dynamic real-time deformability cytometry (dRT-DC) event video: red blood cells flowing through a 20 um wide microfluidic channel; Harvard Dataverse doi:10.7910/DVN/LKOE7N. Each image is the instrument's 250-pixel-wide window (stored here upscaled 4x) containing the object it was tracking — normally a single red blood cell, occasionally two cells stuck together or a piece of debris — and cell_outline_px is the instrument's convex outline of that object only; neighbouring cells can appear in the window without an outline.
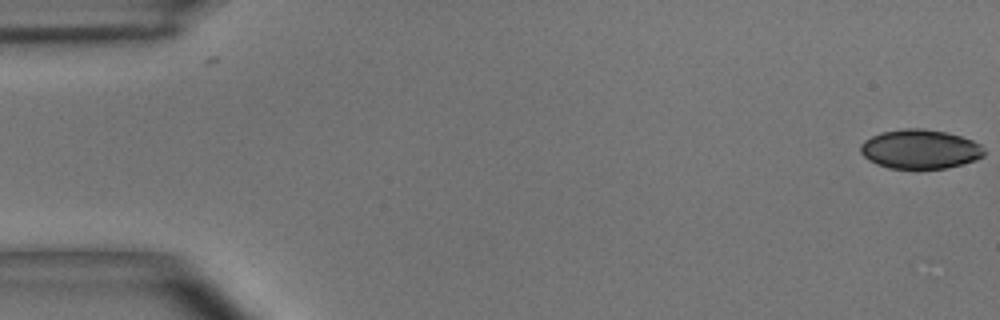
{"species": "common noctule bat (a hibernating species)", "species_latin": "Nyctalus noctula", "temperature_condition": "room temperature", "stored_images_in_passage": 55, "camera_frame_rate_fps": 3000, "um_per_image_px": 0.085, "animal": {"sex": "male", "body_mass_g": 15.6}, "frame": {"image": 1, "passage_image": 1, "time_ms": 0.0, "image_size_px": [1000, 320], "cell_outline_px": [[984, 156], [976, 160], [948, 168], [916, 172], [888, 168], [876, 164], [868, 160], [860, 152], [860, 144], [864, 140], [880, 132], [904, 128], [924, 128], [944, 132], [960, 136], [972, 140], [980, 144], [984, 152]], "centroid_in_image_um": [78.17, 12.72], "position_along_channel_um": 6.8, "area_um2": 29.19}}
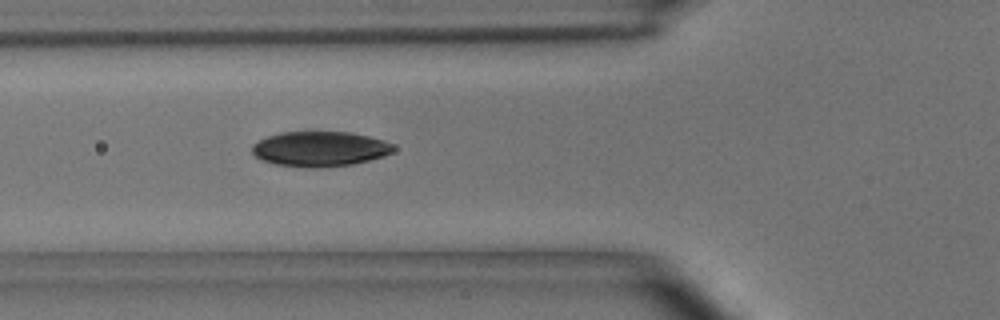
{"frame": {"image": 2, "passage_image": 20, "time_ms": 6.333, "image_size_px": [1000, 320], "cell_outline_px": [[396, 148], [392, 152], [384, 156], [352, 164], [320, 168], [312, 168], [276, 164], [260, 160], [252, 152], [252, 144], [268, 136], [280, 132], [348, 132], [368, 136], [384, 140], [392, 144]], "centroid_in_image_um": [27.18, 12.66], "position_along_channel_um": 98.6, "area_um2": 28.84}}
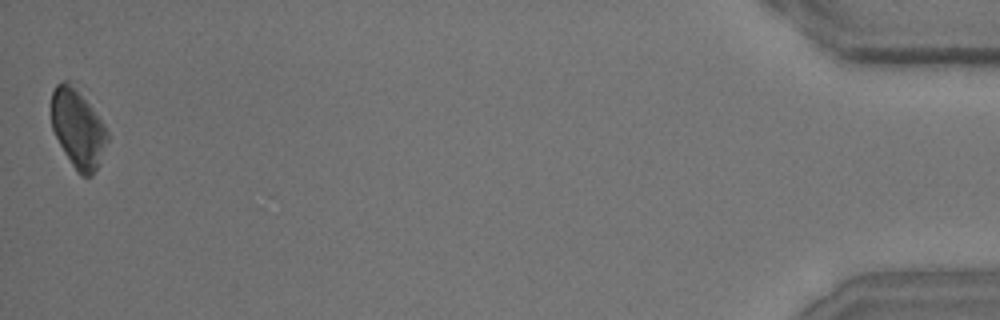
{"frame": {"image": 3, "passage_image": 55, "time_ms": 18.0, "image_size_px": [1000, 320], "cell_outline_px": [[108, 140], [100, 164], [92, 176], [80, 176], [76, 172], [64, 152], [52, 128], [52, 92], [56, 84], [60, 80], [76, 80], [104, 124], [108, 132]], "centroid_in_image_um": [6.64, 10.84], "position_along_channel_um": 428.6, "area_um2": 26.59}, "authors_computed_cell_mechanics": {"area_um2": 28.9, "velocity_mm_per_s": 3.6065, "shape_relaxation_time_tau1_ms": 2.5617, "shape_relaxation_time_tau2_ms": 3.2758, "deformation_change_tau1": 0.0918, "deformation_change_tau2": 0.085}}